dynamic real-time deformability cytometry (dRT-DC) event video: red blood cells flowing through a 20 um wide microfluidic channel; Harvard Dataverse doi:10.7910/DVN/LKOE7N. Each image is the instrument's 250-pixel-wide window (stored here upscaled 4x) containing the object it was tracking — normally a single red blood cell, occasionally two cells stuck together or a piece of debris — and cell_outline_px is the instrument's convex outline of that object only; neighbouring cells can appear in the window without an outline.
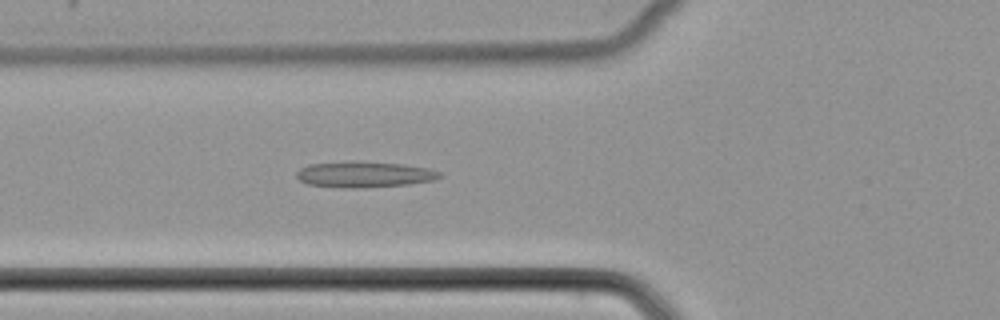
{"species": "common noctule bat (a hibernating species)", "species_latin": "Nyctalus noctula", "temperature_condition": "cold", "stored_images_in_passage": 47, "camera_frame_rate_fps": 3000, "um_per_image_px": 0.085, "animal": {"sex": "female", "body_mass_g": 22.7, "forearm_length_mm": 54.2}, "frame": {"image": 1, "passage_image": 15, "time_ms": 4.667, "image_size_px": [1000, 320], "cell_outline_px": [[440, 176], [436, 180], [408, 184], [364, 188], [344, 188], [308, 184], [300, 180], [296, 176], [296, 172], [300, 168], [308, 164], [352, 160], [404, 164], [428, 168], [440, 172]], "centroid_in_image_um": [30.94, 14.81], "position_along_channel_um": 94.9, "area_um2": 21.91}}
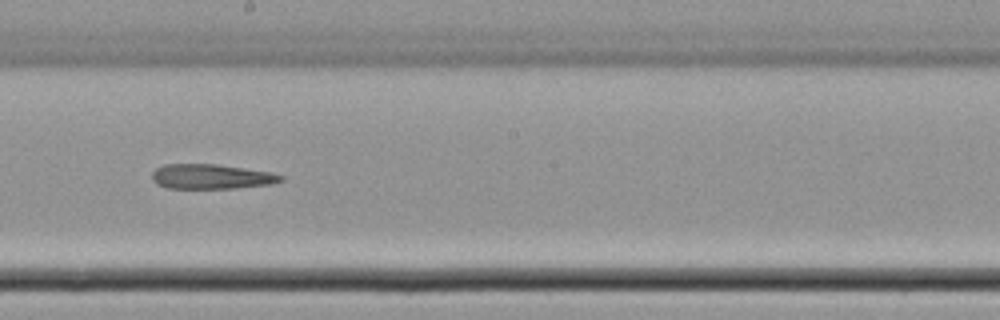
{"frame": {"image": 2, "passage_image": 25, "time_ms": 8.0, "image_size_px": [1000, 320], "cell_outline_px": [[284, 180], [272, 184], [236, 188], [168, 188], [156, 184], [152, 180], [152, 172], [156, 168], [164, 164], [216, 164], [272, 172], [284, 176]], "centroid_in_image_um": [17.97, 15.01], "position_along_channel_um": 230.2, "area_um2": 18.73}}
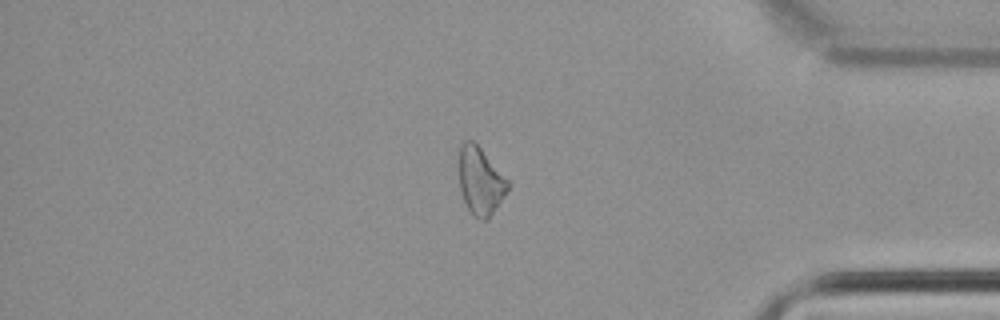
{"frame": {"image": 3, "passage_image": 39, "time_ms": 12.667, "image_size_px": [1000, 320], "cell_outline_px": [[512, 184], [488, 220], [480, 220], [472, 216], [464, 200], [460, 188], [460, 144], [464, 140], [472, 140], [480, 148]], "centroid_in_image_um": [40.85, 15.41], "position_along_channel_um": 394.3, "area_um2": 19.07}}